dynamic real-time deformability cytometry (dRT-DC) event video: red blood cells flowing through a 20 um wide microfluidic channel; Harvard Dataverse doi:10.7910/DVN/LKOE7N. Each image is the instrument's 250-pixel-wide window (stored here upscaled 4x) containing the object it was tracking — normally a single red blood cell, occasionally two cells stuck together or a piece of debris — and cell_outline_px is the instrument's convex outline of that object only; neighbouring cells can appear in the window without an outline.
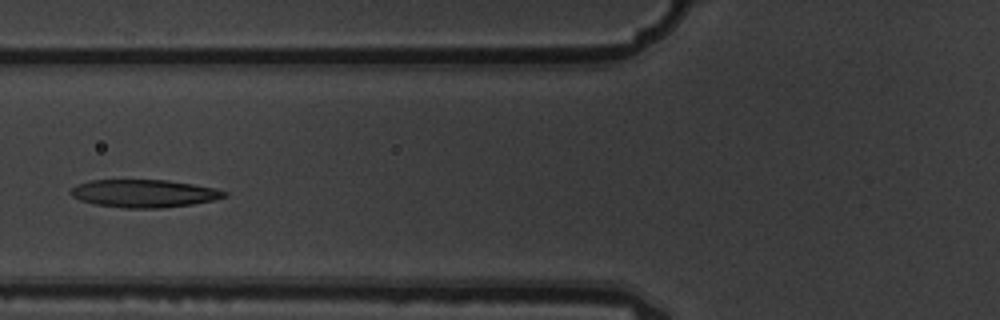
{"species": "common noctule bat (a hibernating species)", "species_latin": "Nyctalus noctula", "temperature_condition": "warm", "stored_images_in_passage": 7, "camera_frame_rate_fps": 3000, "um_per_image_px": 0.085, "animal": {"sex": "male", "body_mass_g": 19.5, "forearm_length_mm": 54.6}, "frame": {"image": 1, "passage_image": 6, "time_ms": 1.667, "image_size_px": [1000, 320], "cell_outline_px": [[228, 196], [212, 200], [192, 204], [160, 208], [124, 208], [92, 204], [80, 200], [72, 196], [68, 192], [76, 184], [88, 180], [168, 180], [216, 188], [228, 192]], "centroid_in_image_um": [12.21, 16.44], "position_along_channel_um": 113.6, "area_um2": 25.03}}
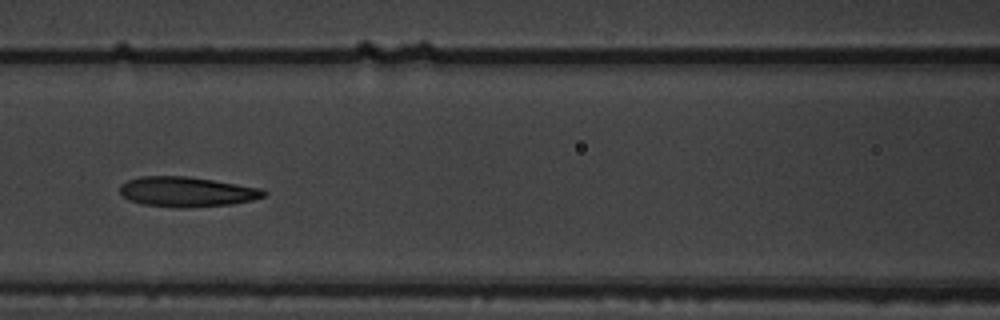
{"frame": {"image": 2, "passage_image": 7, "time_ms": 2.0, "image_size_px": [1000, 320], "cell_outline_px": [[268, 192], [264, 196], [252, 200], [232, 204], [184, 208], [176, 208], [140, 204], [128, 200], [120, 192], [120, 184], [128, 180], [140, 176], [188, 176], [264, 188]], "centroid_in_image_um": [15.88, 16.3], "position_along_channel_um": 150.7, "area_um2": 25.43}}